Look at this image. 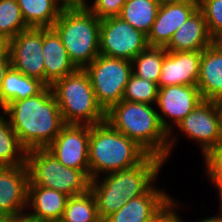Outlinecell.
<instances>
[{"label":"cell","instance_id":"484cf974","mask_svg":"<svg viewBox=\"0 0 222 222\" xmlns=\"http://www.w3.org/2000/svg\"><path fill=\"white\" fill-rule=\"evenodd\" d=\"M60 222H102L90 189L84 194L69 197Z\"/></svg>","mask_w":222,"mask_h":222},{"label":"cell","instance_id":"3957f363","mask_svg":"<svg viewBox=\"0 0 222 222\" xmlns=\"http://www.w3.org/2000/svg\"><path fill=\"white\" fill-rule=\"evenodd\" d=\"M114 129L136 142L149 155L165 161L177 137H171L162 126L158 111L150 104L121 100L106 112Z\"/></svg>","mask_w":222,"mask_h":222},{"label":"cell","instance_id":"d4e9b609","mask_svg":"<svg viewBox=\"0 0 222 222\" xmlns=\"http://www.w3.org/2000/svg\"><path fill=\"white\" fill-rule=\"evenodd\" d=\"M0 114V166L27 165V150L19 142L10 122ZM4 117V118H3Z\"/></svg>","mask_w":222,"mask_h":222},{"label":"cell","instance_id":"e0dca14e","mask_svg":"<svg viewBox=\"0 0 222 222\" xmlns=\"http://www.w3.org/2000/svg\"><path fill=\"white\" fill-rule=\"evenodd\" d=\"M197 87L203 100L222 97V41H214L201 51Z\"/></svg>","mask_w":222,"mask_h":222},{"label":"cell","instance_id":"603a6c76","mask_svg":"<svg viewBox=\"0 0 222 222\" xmlns=\"http://www.w3.org/2000/svg\"><path fill=\"white\" fill-rule=\"evenodd\" d=\"M28 27L52 28L63 7L56 0H16Z\"/></svg>","mask_w":222,"mask_h":222},{"label":"cell","instance_id":"4fadbf2b","mask_svg":"<svg viewBox=\"0 0 222 222\" xmlns=\"http://www.w3.org/2000/svg\"><path fill=\"white\" fill-rule=\"evenodd\" d=\"M198 9V0L162 1L147 35L151 47H166L173 34Z\"/></svg>","mask_w":222,"mask_h":222},{"label":"cell","instance_id":"8d00e7d4","mask_svg":"<svg viewBox=\"0 0 222 222\" xmlns=\"http://www.w3.org/2000/svg\"><path fill=\"white\" fill-rule=\"evenodd\" d=\"M214 103L217 108L218 116H219V123H220V130L222 134V97L214 100Z\"/></svg>","mask_w":222,"mask_h":222},{"label":"cell","instance_id":"ac0fdd59","mask_svg":"<svg viewBox=\"0 0 222 222\" xmlns=\"http://www.w3.org/2000/svg\"><path fill=\"white\" fill-rule=\"evenodd\" d=\"M172 198L154 186L143 195L132 198L103 222H147Z\"/></svg>","mask_w":222,"mask_h":222},{"label":"cell","instance_id":"7402d4cb","mask_svg":"<svg viewBox=\"0 0 222 222\" xmlns=\"http://www.w3.org/2000/svg\"><path fill=\"white\" fill-rule=\"evenodd\" d=\"M45 85L38 79L28 77L12 66L4 75L0 91V107L38 94Z\"/></svg>","mask_w":222,"mask_h":222},{"label":"cell","instance_id":"30bf717a","mask_svg":"<svg viewBox=\"0 0 222 222\" xmlns=\"http://www.w3.org/2000/svg\"><path fill=\"white\" fill-rule=\"evenodd\" d=\"M90 126L65 124L46 148L64 166L81 170L90 179Z\"/></svg>","mask_w":222,"mask_h":222},{"label":"cell","instance_id":"f546056e","mask_svg":"<svg viewBox=\"0 0 222 222\" xmlns=\"http://www.w3.org/2000/svg\"><path fill=\"white\" fill-rule=\"evenodd\" d=\"M208 32L215 41H222V0H198Z\"/></svg>","mask_w":222,"mask_h":222},{"label":"cell","instance_id":"5bb4252c","mask_svg":"<svg viewBox=\"0 0 222 222\" xmlns=\"http://www.w3.org/2000/svg\"><path fill=\"white\" fill-rule=\"evenodd\" d=\"M202 101L197 85H172L159 88L156 104L162 112L159 114V119L167 133L171 135L172 128L164 116L174 121L172 123L177 126Z\"/></svg>","mask_w":222,"mask_h":222},{"label":"cell","instance_id":"7c38bea8","mask_svg":"<svg viewBox=\"0 0 222 222\" xmlns=\"http://www.w3.org/2000/svg\"><path fill=\"white\" fill-rule=\"evenodd\" d=\"M180 131L201 145L203 155L221 140L219 116L214 101L203 100L178 125Z\"/></svg>","mask_w":222,"mask_h":222},{"label":"cell","instance_id":"8fae6325","mask_svg":"<svg viewBox=\"0 0 222 222\" xmlns=\"http://www.w3.org/2000/svg\"><path fill=\"white\" fill-rule=\"evenodd\" d=\"M43 28L29 27L9 42L11 66L45 85V67L42 52Z\"/></svg>","mask_w":222,"mask_h":222},{"label":"cell","instance_id":"277c9868","mask_svg":"<svg viewBox=\"0 0 222 222\" xmlns=\"http://www.w3.org/2000/svg\"><path fill=\"white\" fill-rule=\"evenodd\" d=\"M148 155L136 142L114 129L107 121L90 126V180L97 178L100 173L134 167Z\"/></svg>","mask_w":222,"mask_h":222},{"label":"cell","instance_id":"f35d334b","mask_svg":"<svg viewBox=\"0 0 222 222\" xmlns=\"http://www.w3.org/2000/svg\"><path fill=\"white\" fill-rule=\"evenodd\" d=\"M199 222H222V206H220V212L216 217L213 216L210 218H206V219L200 220Z\"/></svg>","mask_w":222,"mask_h":222},{"label":"cell","instance_id":"5b68a950","mask_svg":"<svg viewBox=\"0 0 222 222\" xmlns=\"http://www.w3.org/2000/svg\"><path fill=\"white\" fill-rule=\"evenodd\" d=\"M100 25L89 9L63 8L52 26L77 69H85L100 54Z\"/></svg>","mask_w":222,"mask_h":222},{"label":"cell","instance_id":"9a60e30c","mask_svg":"<svg viewBox=\"0 0 222 222\" xmlns=\"http://www.w3.org/2000/svg\"><path fill=\"white\" fill-rule=\"evenodd\" d=\"M29 170L27 165L0 166V213L21 217L27 204Z\"/></svg>","mask_w":222,"mask_h":222},{"label":"cell","instance_id":"d6a6232c","mask_svg":"<svg viewBox=\"0 0 222 222\" xmlns=\"http://www.w3.org/2000/svg\"><path fill=\"white\" fill-rule=\"evenodd\" d=\"M176 203L177 202H174V199H171L147 222H183L182 219L179 218L178 214L174 211V206H177Z\"/></svg>","mask_w":222,"mask_h":222},{"label":"cell","instance_id":"1f68e13d","mask_svg":"<svg viewBox=\"0 0 222 222\" xmlns=\"http://www.w3.org/2000/svg\"><path fill=\"white\" fill-rule=\"evenodd\" d=\"M127 0H96L89 10L99 19L119 16Z\"/></svg>","mask_w":222,"mask_h":222},{"label":"cell","instance_id":"ab89813d","mask_svg":"<svg viewBox=\"0 0 222 222\" xmlns=\"http://www.w3.org/2000/svg\"><path fill=\"white\" fill-rule=\"evenodd\" d=\"M0 222H7V216H2L0 218Z\"/></svg>","mask_w":222,"mask_h":222},{"label":"cell","instance_id":"ba28073f","mask_svg":"<svg viewBox=\"0 0 222 222\" xmlns=\"http://www.w3.org/2000/svg\"><path fill=\"white\" fill-rule=\"evenodd\" d=\"M84 70L90 77L96 100L105 112L122 100L133 74L132 61L101 54Z\"/></svg>","mask_w":222,"mask_h":222},{"label":"cell","instance_id":"e575fe53","mask_svg":"<svg viewBox=\"0 0 222 222\" xmlns=\"http://www.w3.org/2000/svg\"><path fill=\"white\" fill-rule=\"evenodd\" d=\"M9 40L0 36V60H11L9 56Z\"/></svg>","mask_w":222,"mask_h":222},{"label":"cell","instance_id":"4316f807","mask_svg":"<svg viewBox=\"0 0 222 222\" xmlns=\"http://www.w3.org/2000/svg\"><path fill=\"white\" fill-rule=\"evenodd\" d=\"M166 53L164 47L148 46L132 60L133 74L158 84Z\"/></svg>","mask_w":222,"mask_h":222},{"label":"cell","instance_id":"d6986e66","mask_svg":"<svg viewBox=\"0 0 222 222\" xmlns=\"http://www.w3.org/2000/svg\"><path fill=\"white\" fill-rule=\"evenodd\" d=\"M43 61L45 67V86L74 73L77 68L69 59L61 38L53 28H43Z\"/></svg>","mask_w":222,"mask_h":222},{"label":"cell","instance_id":"2e32d148","mask_svg":"<svg viewBox=\"0 0 222 222\" xmlns=\"http://www.w3.org/2000/svg\"><path fill=\"white\" fill-rule=\"evenodd\" d=\"M201 51H167L162 64L158 88L172 85H197Z\"/></svg>","mask_w":222,"mask_h":222},{"label":"cell","instance_id":"7a4b0ae2","mask_svg":"<svg viewBox=\"0 0 222 222\" xmlns=\"http://www.w3.org/2000/svg\"><path fill=\"white\" fill-rule=\"evenodd\" d=\"M164 161L148 155L134 167L107 173L101 183L99 177L90 180V190L95 196L100 220L103 222L132 198L147 193L154 186Z\"/></svg>","mask_w":222,"mask_h":222},{"label":"cell","instance_id":"52a82bcc","mask_svg":"<svg viewBox=\"0 0 222 222\" xmlns=\"http://www.w3.org/2000/svg\"><path fill=\"white\" fill-rule=\"evenodd\" d=\"M28 185H37L77 196L90 189V179L81 171L64 166L46 149L27 151Z\"/></svg>","mask_w":222,"mask_h":222},{"label":"cell","instance_id":"60d3db41","mask_svg":"<svg viewBox=\"0 0 222 222\" xmlns=\"http://www.w3.org/2000/svg\"><path fill=\"white\" fill-rule=\"evenodd\" d=\"M33 222H52V221H37V220H33Z\"/></svg>","mask_w":222,"mask_h":222},{"label":"cell","instance_id":"6da1fadb","mask_svg":"<svg viewBox=\"0 0 222 222\" xmlns=\"http://www.w3.org/2000/svg\"><path fill=\"white\" fill-rule=\"evenodd\" d=\"M2 110L27 151L46 149L65 125L50 86L34 96L12 101Z\"/></svg>","mask_w":222,"mask_h":222},{"label":"cell","instance_id":"44dd1931","mask_svg":"<svg viewBox=\"0 0 222 222\" xmlns=\"http://www.w3.org/2000/svg\"><path fill=\"white\" fill-rule=\"evenodd\" d=\"M70 196L37 185H28L27 204H31L33 213L25 215L32 220L60 222Z\"/></svg>","mask_w":222,"mask_h":222},{"label":"cell","instance_id":"74e56055","mask_svg":"<svg viewBox=\"0 0 222 222\" xmlns=\"http://www.w3.org/2000/svg\"><path fill=\"white\" fill-rule=\"evenodd\" d=\"M7 222H33V220L27 217L26 215L21 216V217H8L7 216Z\"/></svg>","mask_w":222,"mask_h":222},{"label":"cell","instance_id":"d590c367","mask_svg":"<svg viewBox=\"0 0 222 222\" xmlns=\"http://www.w3.org/2000/svg\"><path fill=\"white\" fill-rule=\"evenodd\" d=\"M11 66V60H0V91L3 85L4 75Z\"/></svg>","mask_w":222,"mask_h":222},{"label":"cell","instance_id":"83f0119b","mask_svg":"<svg viewBox=\"0 0 222 222\" xmlns=\"http://www.w3.org/2000/svg\"><path fill=\"white\" fill-rule=\"evenodd\" d=\"M16 0H0V36L9 41L28 29Z\"/></svg>","mask_w":222,"mask_h":222},{"label":"cell","instance_id":"4dcf8cb0","mask_svg":"<svg viewBox=\"0 0 222 222\" xmlns=\"http://www.w3.org/2000/svg\"><path fill=\"white\" fill-rule=\"evenodd\" d=\"M207 165V177L214 182L219 192L220 206H222V140L204 155Z\"/></svg>","mask_w":222,"mask_h":222},{"label":"cell","instance_id":"836d02e7","mask_svg":"<svg viewBox=\"0 0 222 222\" xmlns=\"http://www.w3.org/2000/svg\"><path fill=\"white\" fill-rule=\"evenodd\" d=\"M58 3L60 2L63 8H82L88 9L89 5L86 4V0H56Z\"/></svg>","mask_w":222,"mask_h":222},{"label":"cell","instance_id":"9c48e42d","mask_svg":"<svg viewBox=\"0 0 222 222\" xmlns=\"http://www.w3.org/2000/svg\"><path fill=\"white\" fill-rule=\"evenodd\" d=\"M99 45L101 55L129 61L149 46L147 35L118 16L101 19Z\"/></svg>","mask_w":222,"mask_h":222},{"label":"cell","instance_id":"cb8c5ba5","mask_svg":"<svg viewBox=\"0 0 222 222\" xmlns=\"http://www.w3.org/2000/svg\"><path fill=\"white\" fill-rule=\"evenodd\" d=\"M160 4V0H127L118 17L148 35Z\"/></svg>","mask_w":222,"mask_h":222},{"label":"cell","instance_id":"8992f818","mask_svg":"<svg viewBox=\"0 0 222 222\" xmlns=\"http://www.w3.org/2000/svg\"><path fill=\"white\" fill-rule=\"evenodd\" d=\"M65 124L95 125L106 120L98 104L88 73L77 69L51 86Z\"/></svg>","mask_w":222,"mask_h":222},{"label":"cell","instance_id":"ffe728a7","mask_svg":"<svg viewBox=\"0 0 222 222\" xmlns=\"http://www.w3.org/2000/svg\"><path fill=\"white\" fill-rule=\"evenodd\" d=\"M214 41L202 12L197 9L173 34L165 49L172 52L202 51Z\"/></svg>","mask_w":222,"mask_h":222},{"label":"cell","instance_id":"f1b7e54d","mask_svg":"<svg viewBox=\"0 0 222 222\" xmlns=\"http://www.w3.org/2000/svg\"><path fill=\"white\" fill-rule=\"evenodd\" d=\"M158 84L141 79L132 74L124 91L122 100L146 103L152 105L157 102Z\"/></svg>","mask_w":222,"mask_h":222}]
</instances>
